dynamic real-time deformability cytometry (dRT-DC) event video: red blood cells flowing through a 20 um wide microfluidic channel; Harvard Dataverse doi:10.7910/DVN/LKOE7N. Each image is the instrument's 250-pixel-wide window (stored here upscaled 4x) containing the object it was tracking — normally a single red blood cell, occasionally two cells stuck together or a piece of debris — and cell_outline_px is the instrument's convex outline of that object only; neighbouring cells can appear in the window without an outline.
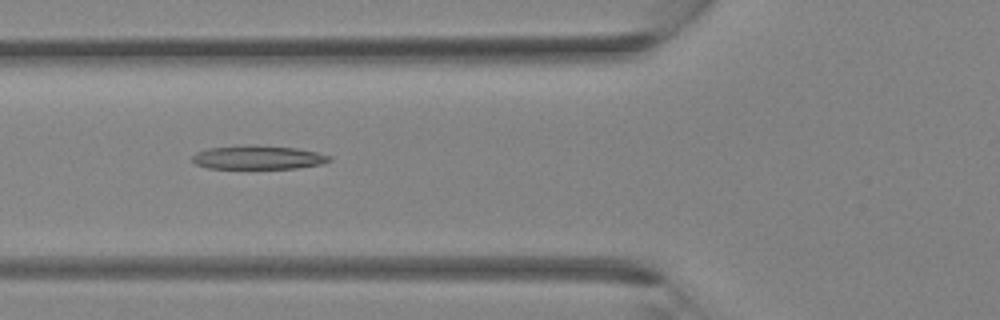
{"species": "Egyptian fruit bat (a non-hibernating species)", "species_latin": "Rousettus aegyptiacus", "temperature_condition": "room temperature", "stored_images_in_passage": 37, "camera_frame_rate_fps": 3000, "um_per_image_px": 0.085, "animal": {"sex": "female"}, "frame": {"image": 1, "passage_image": 14, "time_ms": 4.333, "image_size_px": [1000, 320], "cell_outline_px": [[332, 160], [320, 164], [296, 168], [208, 168], [196, 164], [192, 160], [192, 156], [196, 152], [208, 148], [244, 144], [252, 144], [296, 148], [316, 152], [332, 156]], "centroid_in_image_um": [21.92, 13.36], "position_along_channel_um": 103.9, "area_um2": 19.07}}
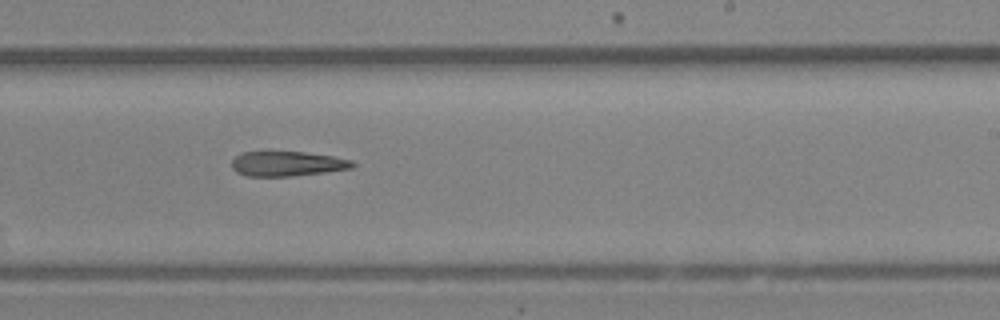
{"frame": {"image": 2, "passage_image": 23, "time_ms": 7.333, "image_size_px": [1000, 320], "cell_outline_px": [[356, 164], [352, 168], [324, 172], [292, 176], [248, 176], [236, 172], [232, 168], [232, 160], [236, 156], [244, 152], [304, 152], [332, 156], [352, 160]], "centroid_in_image_um": [24.42, 13.92], "position_along_channel_um": 264.6, "area_um2": 17.34}}
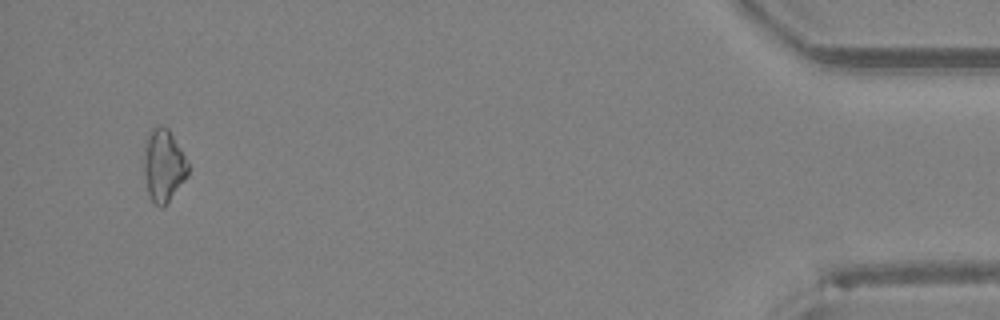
{"frame": {"image": 3, "passage_image": 36, "time_ms": 11.667, "image_size_px": [1000, 320], "cell_outline_px": [[188, 176], [168, 200], [160, 208], [152, 200], [148, 192], [144, 172], [144, 144], [152, 128], [160, 124], [168, 128], [180, 148], [188, 164]], "centroid_in_image_um": [13.89, 14.02], "position_along_channel_um": 421.3, "area_um2": 18.26}}